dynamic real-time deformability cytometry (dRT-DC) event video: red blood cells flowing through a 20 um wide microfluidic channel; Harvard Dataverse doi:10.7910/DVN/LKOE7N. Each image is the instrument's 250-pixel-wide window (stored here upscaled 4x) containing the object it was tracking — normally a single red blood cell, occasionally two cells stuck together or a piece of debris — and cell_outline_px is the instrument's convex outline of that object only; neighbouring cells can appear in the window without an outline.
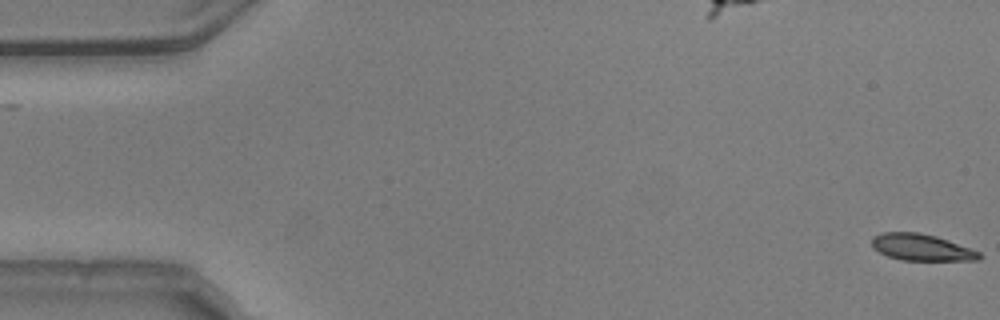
{"species": "common noctule bat (a hibernating species)", "species_latin": "Nyctalus noctula", "temperature_condition": "warm", "stored_images_in_passage": 54, "camera_frame_rate_fps": 3000, "um_per_image_px": 0.085, "animal": {"sex": "male", "body_mass_g": 20.5, "forearm_length_mm": 52.5}, "frame": {"image": 1, "passage_image": 1, "time_ms": 0.0, "image_size_px": [1000, 320], "cell_outline_px": [[984, 256], [980, 260], [900, 260], [888, 256], [872, 248], [872, 236], [884, 232], [920, 232], [936, 236], [948, 240], [980, 252]], "centroid_in_image_um": [78.33, 21.02], "position_along_channel_um": 6.7, "area_um2": 16.7}}
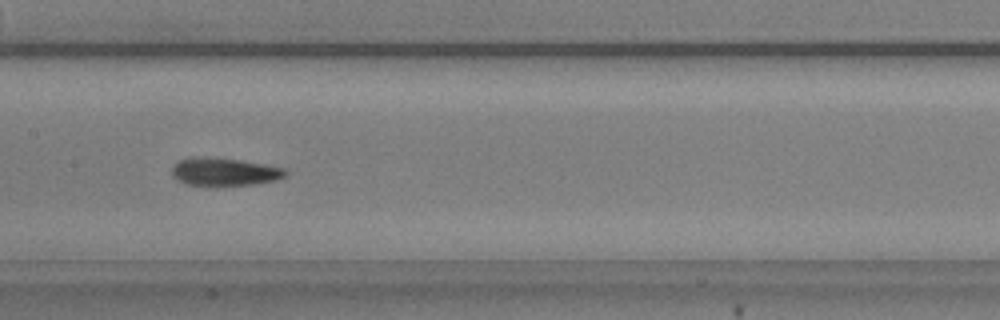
{"frame": {"image": 2, "passage_image": 27, "time_ms": 8.667, "image_size_px": [1000, 320], "cell_outline_px": [[288, 176], [276, 180], [256, 184], [208, 188], [188, 184], [176, 180], [172, 176], [172, 168], [176, 160], [192, 156], [240, 160], [264, 164], [284, 168], [288, 172]], "centroid_in_image_um": [19.04, 14.64], "position_along_channel_um": 188.4, "area_um2": 19.25}}
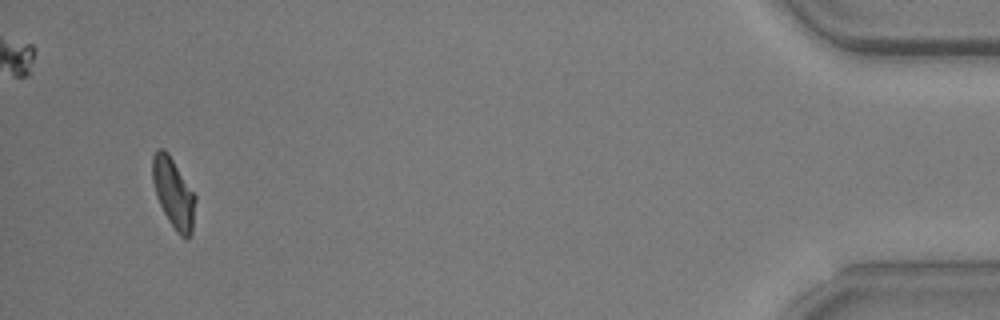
{"frame": {"image": 3, "passage_image": 52, "time_ms": 17.0, "image_size_px": [1000, 320], "cell_outline_px": [[196, 200], [192, 232], [184, 240], [176, 232], [168, 220], [156, 196], [152, 180], [152, 156], [156, 148], [164, 148], [168, 152], [196, 196]], "centroid_in_image_um": [14.74, 16.39], "position_along_channel_um": 420.5, "area_um2": 17.57}, "authors_computed_cell_mechanics": {"area_um2": 18.0047, "velocity_mm_per_s": 3.7524, "shape_relaxation_time_tau1_ms": 5.8162, "shape_relaxation_time_tau2_ms": 2.6193, "deformation_change_tau1": 0.1769, "deformation_change_tau2": 0.0795}}